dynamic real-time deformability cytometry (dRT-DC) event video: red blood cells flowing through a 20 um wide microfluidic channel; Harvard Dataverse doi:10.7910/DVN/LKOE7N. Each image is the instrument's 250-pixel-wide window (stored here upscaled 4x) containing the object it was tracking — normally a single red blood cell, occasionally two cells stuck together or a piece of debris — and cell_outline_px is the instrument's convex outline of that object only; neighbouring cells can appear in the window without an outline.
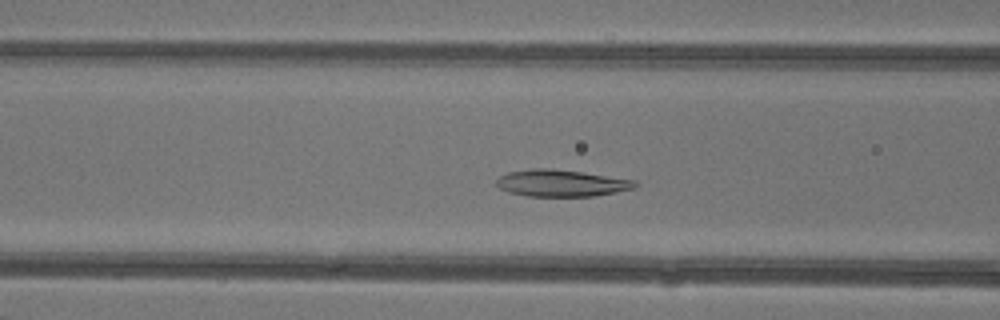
{"species": "common noctule bat (a hibernating species)", "species_latin": "Nyctalus noctula", "temperature_condition": "warm", "stored_images_in_passage": 42, "segment_of_instrument_passage": [1, 2], "camera_frame_rate_fps": 3000, "um_per_image_px": 0.085, "animal": {"sex": "female"}, "frame": {"image": 1, "passage_image": 13, "time_ms": 4.0, "image_size_px": [1000, 320], "cell_outline_px": [[636, 188], [616, 192], [592, 196], [528, 196], [508, 192], [500, 188], [496, 184], [496, 180], [500, 176], [508, 172], [532, 168], [552, 168], [636, 180]], "centroid_in_image_um": [47.69, 15.56], "position_along_channel_um": 118.9, "area_um2": 21.56}}
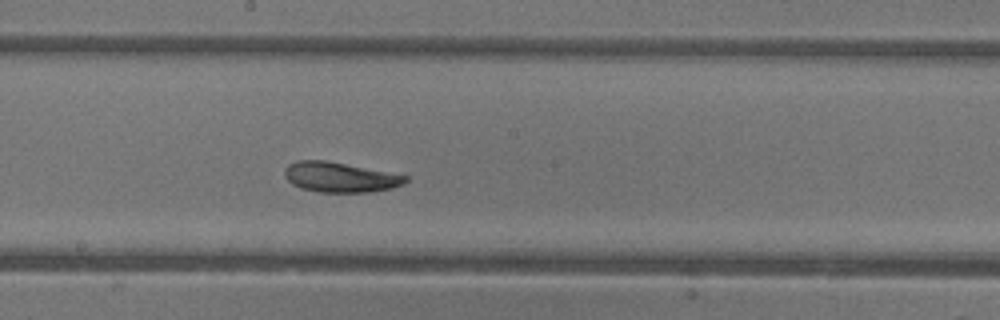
{"frame": {"image": 2, "passage_image": 20, "time_ms": 6.333, "image_size_px": [1000, 320], "cell_outline_px": [[408, 180], [404, 184], [392, 188], [368, 192], [320, 192], [300, 188], [292, 184], [284, 176], [284, 168], [288, 164], [296, 160], [324, 160], [408, 176]], "centroid_in_image_um": [28.86, 15.06], "position_along_channel_um": 219.3, "area_um2": 21.04}}
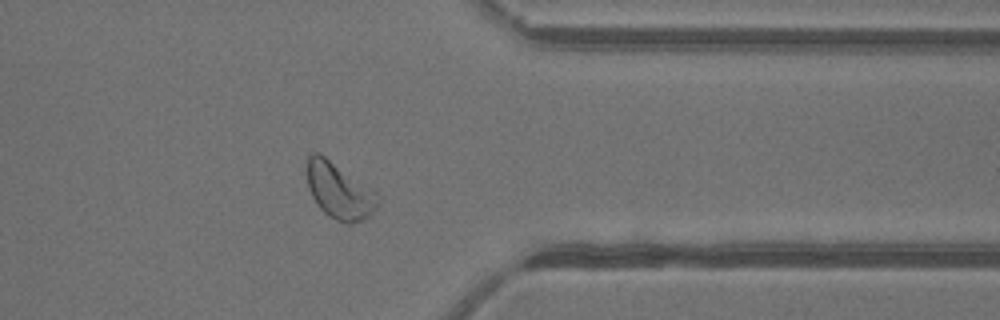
{"frame": {"image": 3, "passage_image": 32, "time_ms": 10.333, "image_size_px": [1000, 320], "cell_outline_px": [[380, 200], [376, 208], [364, 220], [352, 224], [344, 224], [328, 216], [320, 208], [312, 196], [308, 188], [308, 156], [312, 152], [320, 152], [372, 188], [380, 196]], "centroid_in_image_um": [28.86, 16.23], "position_along_channel_um": 382.5, "area_um2": 23.35}}